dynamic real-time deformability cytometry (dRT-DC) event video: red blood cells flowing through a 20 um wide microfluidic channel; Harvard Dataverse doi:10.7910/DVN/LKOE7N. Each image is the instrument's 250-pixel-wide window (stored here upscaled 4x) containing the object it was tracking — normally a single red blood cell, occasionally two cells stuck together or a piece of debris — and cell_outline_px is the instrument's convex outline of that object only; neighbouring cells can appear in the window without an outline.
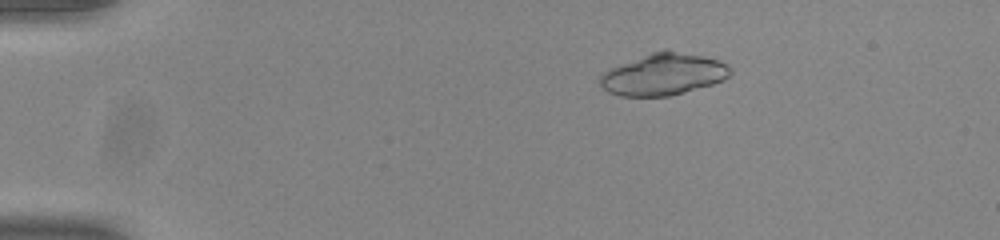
{"species": "common noctule bat (a hibernating species)", "species_latin": "Nyctalus noctula", "temperature_condition": "room temperature", "stored_images_in_passage": 52, "camera_frame_rate_fps": 3000, "um_per_image_px": 0.085, "animal": {"sex": "male", "body_mass_g": 20.0, "forearm_length_mm": 53.3}, "frame": {"image": 1, "passage_image": 7, "time_ms": 2.0, "image_size_px": [1000, 240], "cell_outline_px": [[732, 72], [724, 80], [712, 84], [684, 92], [668, 96], [620, 96], [608, 92], [600, 84], [600, 76], [608, 68], [652, 52], [664, 48], [668, 48], [716, 60], [728, 64], [732, 68]], "centroid_in_image_um": [56.39, 6.3], "position_along_channel_um": 28.6, "area_um2": 31.73}, "authors_computed_cell_mechanics": {"area_um2": 17.1377, "velocity_mm_per_s": 3.794, "shape_relaxation_time_tau1_ms": 9.1546, "shape_relaxation_time_tau2_ms": null, "deformation_change_tau1": null, "deformation_change_tau2": null}}